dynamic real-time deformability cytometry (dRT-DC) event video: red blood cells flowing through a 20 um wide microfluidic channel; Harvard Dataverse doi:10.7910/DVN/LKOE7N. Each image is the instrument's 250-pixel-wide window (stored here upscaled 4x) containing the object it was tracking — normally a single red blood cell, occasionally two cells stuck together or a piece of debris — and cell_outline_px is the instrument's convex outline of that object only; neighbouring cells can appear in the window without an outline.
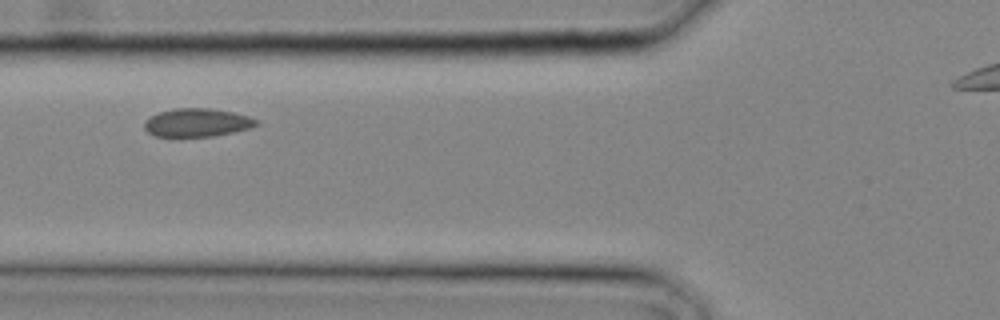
{"species": "common noctule bat (a hibernating species)", "species_latin": "Nyctalus noctula", "temperature_condition": "cold", "stored_images_in_passage": 6, "camera_frame_rate_fps": 3000, "um_per_image_px": 0.085, "animal": {"sex": "male", "body_mass_g": 20.4}, "frame": {"image": 1, "passage_image": 3, "time_ms": 0.667, "image_size_px": [1000, 320], "cell_outline_px": [[260, 124], [248, 128], [232, 132], [212, 136], [156, 136], [148, 132], [144, 128], [144, 120], [160, 112], [176, 108], [212, 108], [232, 112], [248, 116], [260, 120]], "centroid_in_image_um": [16.77, 10.41], "position_along_channel_um": 109.0, "area_um2": 18.32}}
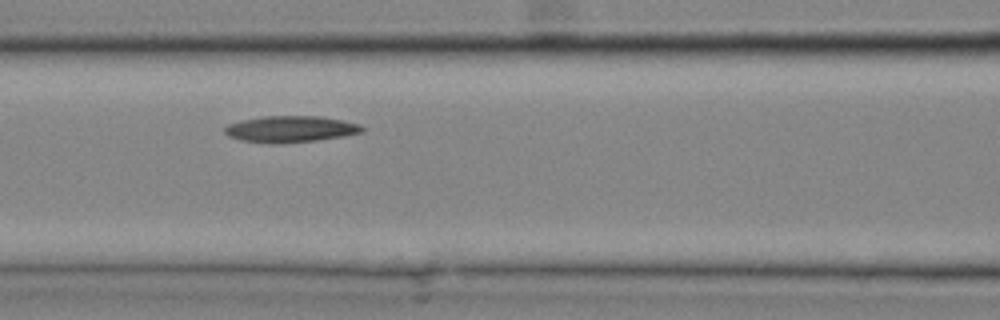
{"frame": {"image": 2, "passage_image": 4, "time_ms": 1.0, "image_size_px": [1000, 320], "cell_outline_px": [[364, 132], [316, 140], [272, 144], [240, 140], [228, 136], [224, 132], [224, 128], [228, 124], [240, 120], [260, 116], [320, 116], [360, 124], [364, 128]], "centroid_in_image_um": [24.64, 10.96], "position_along_channel_um": 142.0, "area_um2": 21.1}}